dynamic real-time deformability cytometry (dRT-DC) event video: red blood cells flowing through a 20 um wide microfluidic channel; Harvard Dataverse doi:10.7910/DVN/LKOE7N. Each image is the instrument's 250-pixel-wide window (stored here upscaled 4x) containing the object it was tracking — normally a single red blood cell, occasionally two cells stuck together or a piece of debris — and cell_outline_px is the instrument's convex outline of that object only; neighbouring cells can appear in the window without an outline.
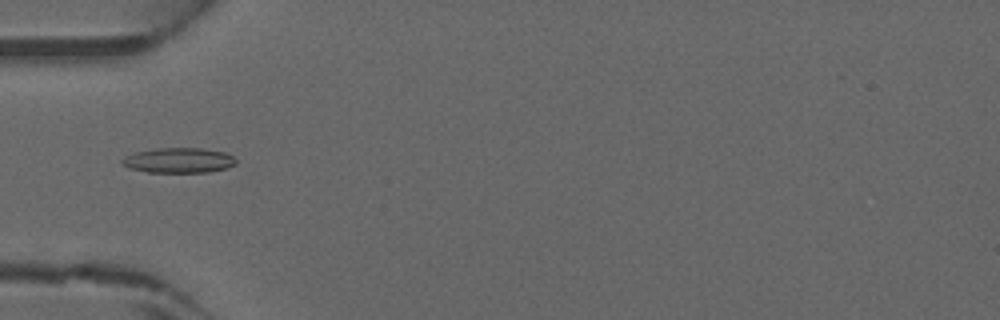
{"species": "common noctule bat (a hibernating species)", "species_latin": "Nyctalus noctula", "temperature_condition": "warm", "stored_images_in_passage": 31, "camera_frame_rate_fps": 3000, "um_per_image_px": 0.085, "animal": {"sex": "male", "forearm_length_mm": 52.5}, "frame": {"image": 1, "passage_image": 1, "time_ms": 0.0, "image_size_px": [1000, 320], "cell_outline_px": [[236, 164], [224, 168], [208, 172], [148, 172], [128, 168], [120, 164], [120, 160], [132, 152], [156, 148], [200, 148], [224, 152], [232, 156], [236, 160]], "centroid_in_image_um": [15.12, 13.62], "position_along_channel_um": 69.9, "area_um2": 16.7}}
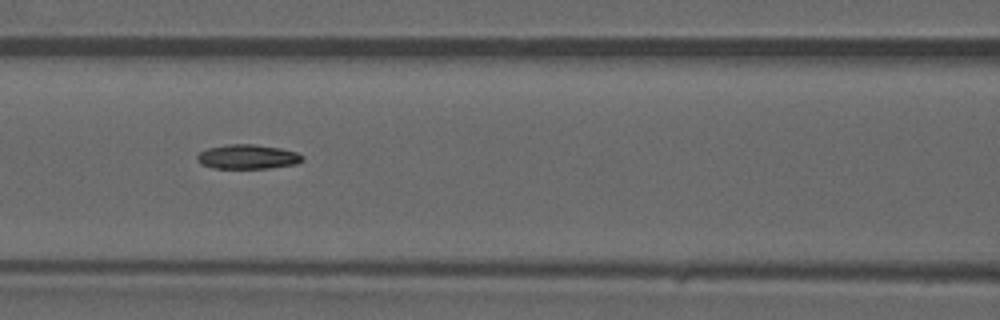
{"frame": {"image": 2, "passage_image": 6, "time_ms": 1.667, "image_size_px": [1000, 320], "cell_outline_px": [[304, 160], [296, 164], [268, 168], [212, 168], [200, 164], [196, 160], [196, 156], [200, 152], [208, 148], [228, 144], [252, 144], [280, 148], [296, 152], [304, 156]], "centroid_in_image_um": [21.03, 13.33], "position_along_channel_um": 145.6, "area_um2": 15.03}}
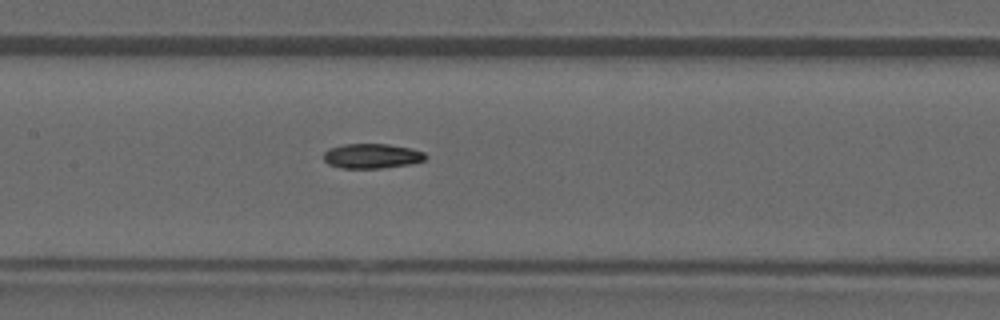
{"frame": {"image": 3, "passage_image": 8, "time_ms": 2.333, "image_size_px": [1000, 320], "cell_outline_px": [[428, 156], [424, 160], [408, 164], [380, 168], [340, 168], [328, 164], [324, 160], [324, 152], [328, 148], [344, 144], [388, 144], [412, 148], [424, 152]], "centroid_in_image_um": [31.59, 13.25], "position_along_channel_um": 175.8, "area_um2": 14.74}}